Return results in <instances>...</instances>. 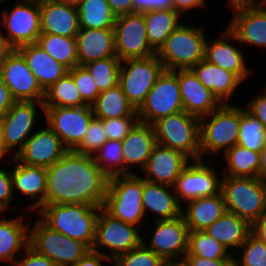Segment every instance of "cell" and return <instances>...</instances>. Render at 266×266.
<instances>
[{"instance_id": "1", "label": "cell", "mask_w": 266, "mask_h": 266, "mask_svg": "<svg viewBox=\"0 0 266 266\" xmlns=\"http://www.w3.org/2000/svg\"><path fill=\"white\" fill-rule=\"evenodd\" d=\"M45 205L86 204L103 207L109 178L92 156L68 151L46 168Z\"/></svg>"}, {"instance_id": "3", "label": "cell", "mask_w": 266, "mask_h": 266, "mask_svg": "<svg viewBox=\"0 0 266 266\" xmlns=\"http://www.w3.org/2000/svg\"><path fill=\"white\" fill-rule=\"evenodd\" d=\"M142 190L143 178L136 173L110 177L103 209L113 218L139 227L146 217Z\"/></svg>"}, {"instance_id": "5", "label": "cell", "mask_w": 266, "mask_h": 266, "mask_svg": "<svg viewBox=\"0 0 266 266\" xmlns=\"http://www.w3.org/2000/svg\"><path fill=\"white\" fill-rule=\"evenodd\" d=\"M220 191L226 210L250 224L266 211V183L258 177L222 176Z\"/></svg>"}, {"instance_id": "35", "label": "cell", "mask_w": 266, "mask_h": 266, "mask_svg": "<svg viewBox=\"0 0 266 266\" xmlns=\"http://www.w3.org/2000/svg\"><path fill=\"white\" fill-rule=\"evenodd\" d=\"M150 46L157 51L170 34L182 23L181 15L173 9L150 10L143 13Z\"/></svg>"}, {"instance_id": "15", "label": "cell", "mask_w": 266, "mask_h": 266, "mask_svg": "<svg viewBox=\"0 0 266 266\" xmlns=\"http://www.w3.org/2000/svg\"><path fill=\"white\" fill-rule=\"evenodd\" d=\"M44 112L43 102L37 101H15L12 107L2 116L3 120V145L11 157L23 149L25 142L33 134L36 123L37 106ZM30 134V135H29ZM18 146V147H17ZM11 151L14 153L10 154Z\"/></svg>"}, {"instance_id": "44", "label": "cell", "mask_w": 266, "mask_h": 266, "mask_svg": "<svg viewBox=\"0 0 266 266\" xmlns=\"http://www.w3.org/2000/svg\"><path fill=\"white\" fill-rule=\"evenodd\" d=\"M116 266H167V263L143 242L131 251L115 257Z\"/></svg>"}, {"instance_id": "22", "label": "cell", "mask_w": 266, "mask_h": 266, "mask_svg": "<svg viewBox=\"0 0 266 266\" xmlns=\"http://www.w3.org/2000/svg\"><path fill=\"white\" fill-rule=\"evenodd\" d=\"M13 170H10L13 195L15 190L24 196H29L31 204L27 208L38 212L46 201L47 173L46 168L22 164L15 157Z\"/></svg>"}, {"instance_id": "54", "label": "cell", "mask_w": 266, "mask_h": 266, "mask_svg": "<svg viewBox=\"0 0 266 266\" xmlns=\"http://www.w3.org/2000/svg\"><path fill=\"white\" fill-rule=\"evenodd\" d=\"M103 261L111 262V260L103 254L90 250L73 266H103Z\"/></svg>"}, {"instance_id": "29", "label": "cell", "mask_w": 266, "mask_h": 266, "mask_svg": "<svg viewBox=\"0 0 266 266\" xmlns=\"http://www.w3.org/2000/svg\"><path fill=\"white\" fill-rule=\"evenodd\" d=\"M17 50L25 58L28 67L44 91L69 72L67 67L54 60L36 43L21 46Z\"/></svg>"}, {"instance_id": "42", "label": "cell", "mask_w": 266, "mask_h": 266, "mask_svg": "<svg viewBox=\"0 0 266 266\" xmlns=\"http://www.w3.org/2000/svg\"><path fill=\"white\" fill-rule=\"evenodd\" d=\"M121 61L117 56L100 59L83 65L92 75L100 92L116 87L119 84Z\"/></svg>"}, {"instance_id": "58", "label": "cell", "mask_w": 266, "mask_h": 266, "mask_svg": "<svg viewBox=\"0 0 266 266\" xmlns=\"http://www.w3.org/2000/svg\"><path fill=\"white\" fill-rule=\"evenodd\" d=\"M251 233L266 245V211L251 224Z\"/></svg>"}, {"instance_id": "49", "label": "cell", "mask_w": 266, "mask_h": 266, "mask_svg": "<svg viewBox=\"0 0 266 266\" xmlns=\"http://www.w3.org/2000/svg\"><path fill=\"white\" fill-rule=\"evenodd\" d=\"M21 255L23 257L17 258L13 266H56L48 257L38 254L29 246Z\"/></svg>"}, {"instance_id": "43", "label": "cell", "mask_w": 266, "mask_h": 266, "mask_svg": "<svg viewBox=\"0 0 266 266\" xmlns=\"http://www.w3.org/2000/svg\"><path fill=\"white\" fill-rule=\"evenodd\" d=\"M122 141L107 140L92 156L94 162L108 177L124 175Z\"/></svg>"}, {"instance_id": "63", "label": "cell", "mask_w": 266, "mask_h": 266, "mask_svg": "<svg viewBox=\"0 0 266 266\" xmlns=\"http://www.w3.org/2000/svg\"><path fill=\"white\" fill-rule=\"evenodd\" d=\"M252 0H228V3L233 6L237 4L251 3Z\"/></svg>"}, {"instance_id": "12", "label": "cell", "mask_w": 266, "mask_h": 266, "mask_svg": "<svg viewBox=\"0 0 266 266\" xmlns=\"http://www.w3.org/2000/svg\"><path fill=\"white\" fill-rule=\"evenodd\" d=\"M2 13L1 33L13 49L37 42L41 34L39 1L18 0L10 12L4 9Z\"/></svg>"}, {"instance_id": "56", "label": "cell", "mask_w": 266, "mask_h": 266, "mask_svg": "<svg viewBox=\"0 0 266 266\" xmlns=\"http://www.w3.org/2000/svg\"><path fill=\"white\" fill-rule=\"evenodd\" d=\"M9 88L5 85L0 74V116H3L14 104Z\"/></svg>"}, {"instance_id": "9", "label": "cell", "mask_w": 266, "mask_h": 266, "mask_svg": "<svg viewBox=\"0 0 266 266\" xmlns=\"http://www.w3.org/2000/svg\"><path fill=\"white\" fill-rule=\"evenodd\" d=\"M184 111L177 70H163L137 109L139 121L153 124L160 118Z\"/></svg>"}, {"instance_id": "65", "label": "cell", "mask_w": 266, "mask_h": 266, "mask_svg": "<svg viewBox=\"0 0 266 266\" xmlns=\"http://www.w3.org/2000/svg\"><path fill=\"white\" fill-rule=\"evenodd\" d=\"M66 3H69V4H74V5H77L78 3H80L82 0H62Z\"/></svg>"}, {"instance_id": "26", "label": "cell", "mask_w": 266, "mask_h": 266, "mask_svg": "<svg viewBox=\"0 0 266 266\" xmlns=\"http://www.w3.org/2000/svg\"><path fill=\"white\" fill-rule=\"evenodd\" d=\"M156 144L153 125L138 121L122 140L124 175L134 174L129 171L134 165L143 169Z\"/></svg>"}, {"instance_id": "66", "label": "cell", "mask_w": 266, "mask_h": 266, "mask_svg": "<svg viewBox=\"0 0 266 266\" xmlns=\"http://www.w3.org/2000/svg\"><path fill=\"white\" fill-rule=\"evenodd\" d=\"M2 212H5V210L0 207V215H2Z\"/></svg>"}, {"instance_id": "16", "label": "cell", "mask_w": 266, "mask_h": 266, "mask_svg": "<svg viewBox=\"0 0 266 266\" xmlns=\"http://www.w3.org/2000/svg\"><path fill=\"white\" fill-rule=\"evenodd\" d=\"M154 222L156 223L155 231L148 240L149 244L145 238H143V243L167 264L182 261L187 254L189 235V228L183 215Z\"/></svg>"}, {"instance_id": "45", "label": "cell", "mask_w": 266, "mask_h": 266, "mask_svg": "<svg viewBox=\"0 0 266 266\" xmlns=\"http://www.w3.org/2000/svg\"><path fill=\"white\" fill-rule=\"evenodd\" d=\"M242 253L234 256V266H266V245L250 233L240 246Z\"/></svg>"}, {"instance_id": "41", "label": "cell", "mask_w": 266, "mask_h": 266, "mask_svg": "<svg viewBox=\"0 0 266 266\" xmlns=\"http://www.w3.org/2000/svg\"><path fill=\"white\" fill-rule=\"evenodd\" d=\"M239 129L237 144L251 151L260 152L266 142V128L245 108H241Z\"/></svg>"}, {"instance_id": "67", "label": "cell", "mask_w": 266, "mask_h": 266, "mask_svg": "<svg viewBox=\"0 0 266 266\" xmlns=\"http://www.w3.org/2000/svg\"><path fill=\"white\" fill-rule=\"evenodd\" d=\"M5 1H7V0H0V3H4Z\"/></svg>"}, {"instance_id": "64", "label": "cell", "mask_w": 266, "mask_h": 266, "mask_svg": "<svg viewBox=\"0 0 266 266\" xmlns=\"http://www.w3.org/2000/svg\"><path fill=\"white\" fill-rule=\"evenodd\" d=\"M167 266H186L182 261L168 263Z\"/></svg>"}, {"instance_id": "14", "label": "cell", "mask_w": 266, "mask_h": 266, "mask_svg": "<svg viewBox=\"0 0 266 266\" xmlns=\"http://www.w3.org/2000/svg\"><path fill=\"white\" fill-rule=\"evenodd\" d=\"M44 115L48 126L69 151H73L82 142L91 120L95 117L90 105L44 107Z\"/></svg>"}, {"instance_id": "52", "label": "cell", "mask_w": 266, "mask_h": 266, "mask_svg": "<svg viewBox=\"0 0 266 266\" xmlns=\"http://www.w3.org/2000/svg\"><path fill=\"white\" fill-rule=\"evenodd\" d=\"M173 9L172 0H133V13Z\"/></svg>"}, {"instance_id": "51", "label": "cell", "mask_w": 266, "mask_h": 266, "mask_svg": "<svg viewBox=\"0 0 266 266\" xmlns=\"http://www.w3.org/2000/svg\"><path fill=\"white\" fill-rule=\"evenodd\" d=\"M246 107L245 109L257 118L266 128V90L250 100L246 104Z\"/></svg>"}, {"instance_id": "32", "label": "cell", "mask_w": 266, "mask_h": 266, "mask_svg": "<svg viewBox=\"0 0 266 266\" xmlns=\"http://www.w3.org/2000/svg\"><path fill=\"white\" fill-rule=\"evenodd\" d=\"M23 215L14 218H0V262H10L13 266L18 257L29 246V226Z\"/></svg>"}, {"instance_id": "18", "label": "cell", "mask_w": 266, "mask_h": 266, "mask_svg": "<svg viewBox=\"0 0 266 266\" xmlns=\"http://www.w3.org/2000/svg\"><path fill=\"white\" fill-rule=\"evenodd\" d=\"M205 159L188 164L174 186L178 201L182 204L200 197L213 196L220 192L221 179Z\"/></svg>"}, {"instance_id": "30", "label": "cell", "mask_w": 266, "mask_h": 266, "mask_svg": "<svg viewBox=\"0 0 266 266\" xmlns=\"http://www.w3.org/2000/svg\"><path fill=\"white\" fill-rule=\"evenodd\" d=\"M186 204L187 207L182 208V215L189 231H205L227 212L221 191L213 196L190 200Z\"/></svg>"}, {"instance_id": "47", "label": "cell", "mask_w": 266, "mask_h": 266, "mask_svg": "<svg viewBox=\"0 0 266 266\" xmlns=\"http://www.w3.org/2000/svg\"><path fill=\"white\" fill-rule=\"evenodd\" d=\"M68 73L72 76L82 100L91 106L100 94L92 75L81 65L73 67Z\"/></svg>"}, {"instance_id": "21", "label": "cell", "mask_w": 266, "mask_h": 266, "mask_svg": "<svg viewBox=\"0 0 266 266\" xmlns=\"http://www.w3.org/2000/svg\"><path fill=\"white\" fill-rule=\"evenodd\" d=\"M189 162L190 158L184 153L156 144L145 167L141 170L145 177H141L153 183L174 187Z\"/></svg>"}, {"instance_id": "28", "label": "cell", "mask_w": 266, "mask_h": 266, "mask_svg": "<svg viewBox=\"0 0 266 266\" xmlns=\"http://www.w3.org/2000/svg\"><path fill=\"white\" fill-rule=\"evenodd\" d=\"M142 206L145 215L149 211L156 215L155 221L176 218L182 215L183 208L174 187L145 179H143Z\"/></svg>"}, {"instance_id": "11", "label": "cell", "mask_w": 266, "mask_h": 266, "mask_svg": "<svg viewBox=\"0 0 266 266\" xmlns=\"http://www.w3.org/2000/svg\"><path fill=\"white\" fill-rule=\"evenodd\" d=\"M163 70V64L156 54L147 58L121 61L119 85L136 110L144 102Z\"/></svg>"}, {"instance_id": "33", "label": "cell", "mask_w": 266, "mask_h": 266, "mask_svg": "<svg viewBox=\"0 0 266 266\" xmlns=\"http://www.w3.org/2000/svg\"><path fill=\"white\" fill-rule=\"evenodd\" d=\"M204 232L220 242L233 254V249H239L251 233V224L236 214L227 211Z\"/></svg>"}, {"instance_id": "36", "label": "cell", "mask_w": 266, "mask_h": 266, "mask_svg": "<svg viewBox=\"0 0 266 266\" xmlns=\"http://www.w3.org/2000/svg\"><path fill=\"white\" fill-rule=\"evenodd\" d=\"M227 170L221 176L258 177L260 168V152L251 151L238 144L224 153Z\"/></svg>"}, {"instance_id": "55", "label": "cell", "mask_w": 266, "mask_h": 266, "mask_svg": "<svg viewBox=\"0 0 266 266\" xmlns=\"http://www.w3.org/2000/svg\"><path fill=\"white\" fill-rule=\"evenodd\" d=\"M173 10L178 12L181 16L193 8H205L206 0H172Z\"/></svg>"}, {"instance_id": "46", "label": "cell", "mask_w": 266, "mask_h": 266, "mask_svg": "<svg viewBox=\"0 0 266 266\" xmlns=\"http://www.w3.org/2000/svg\"><path fill=\"white\" fill-rule=\"evenodd\" d=\"M107 140V136L104 135L102 120L94 117L84 134L82 142L73 151L93 156Z\"/></svg>"}, {"instance_id": "48", "label": "cell", "mask_w": 266, "mask_h": 266, "mask_svg": "<svg viewBox=\"0 0 266 266\" xmlns=\"http://www.w3.org/2000/svg\"><path fill=\"white\" fill-rule=\"evenodd\" d=\"M138 121V116L102 119L104 135L108 140L122 141Z\"/></svg>"}, {"instance_id": "59", "label": "cell", "mask_w": 266, "mask_h": 266, "mask_svg": "<svg viewBox=\"0 0 266 266\" xmlns=\"http://www.w3.org/2000/svg\"><path fill=\"white\" fill-rule=\"evenodd\" d=\"M14 49L10 46V44L6 41L3 37L1 30H0V68L7 56L13 51Z\"/></svg>"}, {"instance_id": "57", "label": "cell", "mask_w": 266, "mask_h": 266, "mask_svg": "<svg viewBox=\"0 0 266 266\" xmlns=\"http://www.w3.org/2000/svg\"><path fill=\"white\" fill-rule=\"evenodd\" d=\"M116 17L133 13V0H106Z\"/></svg>"}, {"instance_id": "8", "label": "cell", "mask_w": 266, "mask_h": 266, "mask_svg": "<svg viewBox=\"0 0 266 266\" xmlns=\"http://www.w3.org/2000/svg\"><path fill=\"white\" fill-rule=\"evenodd\" d=\"M29 247L48 257L56 266H73L91 250L82 241L52 230L40 218L32 229L29 228Z\"/></svg>"}, {"instance_id": "31", "label": "cell", "mask_w": 266, "mask_h": 266, "mask_svg": "<svg viewBox=\"0 0 266 266\" xmlns=\"http://www.w3.org/2000/svg\"><path fill=\"white\" fill-rule=\"evenodd\" d=\"M198 80L213 92L222 104H229L232 96L242 80L234 73L224 70L205 59L191 68Z\"/></svg>"}, {"instance_id": "38", "label": "cell", "mask_w": 266, "mask_h": 266, "mask_svg": "<svg viewBox=\"0 0 266 266\" xmlns=\"http://www.w3.org/2000/svg\"><path fill=\"white\" fill-rule=\"evenodd\" d=\"M36 44L69 70L78 65L75 38L41 33Z\"/></svg>"}, {"instance_id": "24", "label": "cell", "mask_w": 266, "mask_h": 266, "mask_svg": "<svg viewBox=\"0 0 266 266\" xmlns=\"http://www.w3.org/2000/svg\"><path fill=\"white\" fill-rule=\"evenodd\" d=\"M41 33L75 38L80 30L77 7L62 0L39 1Z\"/></svg>"}, {"instance_id": "53", "label": "cell", "mask_w": 266, "mask_h": 266, "mask_svg": "<svg viewBox=\"0 0 266 266\" xmlns=\"http://www.w3.org/2000/svg\"><path fill=\"white\" fill-rule=\"evenodd\" d=\"M186 266H234V259H206L197 256H184Z\"/></svg>"}, {"instance_id": "20", "label": "cell", "mask_w": 266, "mask_h": 266, "mask_svg": "<svg viewBox=\"0 0 266 266\" xmlns=\"http://www.w3.org/2000/svg\"><path fill=\"white\" fill-rule=\"evenodd\" d=\"M231 7L234 16L227 28L235 35V41L258 48L266 47V9L252 3Z\"/></svg>"}, {"instance_id": "13", "label": "cell", "mask_w": 266, "mask_h": 266, "mask_svg": "<svg viewBox=\"0 0 266 266\" xmlns=\"http://www.w3.org/2000/svg\"><path fill=\"white\" fill-rule=\"evenodd\" d=\"M116 56L120 61L147 58L156 51L150 46L143 13L118 16L114 24Z\"/></svg>"}, {"instance_id": "17", "label": "cell", "mask_w": 266, "mask_h": 266, "mask_svg": "<svg viewBox=\"0 0 266 266\" xmlns=\"http://www.w3.org/2000/svg\"><path fill=\"white\" fill-rule=\"evenodd\" d=\"M0 74L15 101L43 102L45 91L17 49L7 56L1 65Z\"/></svg>"}, {"instance_id": "4", "label": "cell", "mask_w": 266, "mask_h": 266, "mask_svg": "<svg viewBox=\"0 0 266 266\" xmlns=\"http://www.w3.org/2000/svg\"><path fill=\"white\" fill-rule=\"evenodd\" d=\"M204 27L181 23L156 51L165 70L191 69L204 59L206 37Z\"/></svg>"}, {"instance_id": "23", "label": "cell", "mask_w": 266, "mask_h": 266, "mask_svg": "<svg viewBox=\"0 0 266 266\" xmlns=\"http://www.w3.org/2000/svg\"><path fill=\"white\" fill-rule=\"evenodd\" d=\"M178 83L182 106L187 113L201 118L222 105L213 92L203 86L191 69H178Z\"/></svg>"}, {"instance_id": "61", "label": "cell", "mask_w": 266, "mask_h": 266, "mask_svg": "<svg viewBox=\"0 0 266 266\" xmlns=\"http://www.w3.org/2000/svg\"><path fill=\"white\" fill-rule=\"evenodd\" d=\"M7 155V152L3 145V120L2 116H0V161Z\"/></svg>"}, {"instance_id": "2", "label": "cell", "mask_w": 266, "mask_h": 266, "mask_svg": "<svg viewBox=\"0 0 266 266\" xmlns=\"http://www.w3.org/2000/svg\"><path fill=\"white\" fill-rule=\"evenodd\" d=\"M102 208L86 204H54L43 206L38 214L52 230L82 241L92 249L96 222Z\"/></svg>"}, {"instance_id": "60", "label": "cell", "mask_w": 266, "mask_h": 266, "mask_svg": "<svg viewBox=\"0 0 266 266\" xmlns=\"http://www.w3.org/2000/svg\"><path fill=\"white\" fill-rule=\"evenodd\" d=\"M260 157H261V161H260L258 178L262 182L266 183V142H265V145L261 148Z\"/></svg>"}, {"instance_id": "40", "label": "cell", "mask_w": 266, "mask_h": 266, "mask_svg": "<svg viewBox=\"0 0 266 266\" xmlns=\"http://www.w3.org/2000/svg\"><path fill=\"white\" fill-rule=\"evenodd\" d=\"M185 256L206 259H234V255L204 231H189L188 250Z\"/></svg>"}, {"instance_id": "7", "label": "cell", "mask_w": 266, "mask_h": 266, "mask_svg": "<svg viewBox=\"0 0 266 266\" xmlns=\"http://www.w3.org/2000/svg\"><path fill=\"white\" fill-rule=\"evenodd\" d=\"M156 142L178 150L190 159L200 160V118L180 111L153 124Z\"/></svg>"}, {"instance_id": "37", "label": "cell", "mask_w": 266, "mask_h": 266, "mask_svg": "<svg viewBox=\"0 0 266 266\" xmlns=\"http://www.w3.org/2000/svg\"><path fill=\"white\" fill-rule=\"evenodd\" d=\"M76 7L80 28H114L117 17L106 0H82Z\"/></svg>"}, {"instance_id": "62", "label": "cell", "mask_w": 266, "mask_h": 266, "mask_svg": "<svg viewBox=\"0 0 266 266\" xmlns=\"http://www.w3.org/2000/svg\"><path fill=\"white\" fill-rule=\"evenodd\" d=\"M252 0L251 3L259 8L266 9V0Z\"/></svg>"}, {"instance_id": "19", "label": "cell", "mask_w": 266, "mask_h": 266, "mask_svg": "<svg viewBox=\"0 0 266 266\" xmlns=\"http://www.w3.org/2000/svg\"><path fill=\"white\" fill-rule=\"evenodd\" d=\"M68 151L62 140L47 124L45 128L34 131L15 158L22 164L48 168Z\"/></svg>"}, {"instance_id": "25", "label": "cell", "mask_w": 266, "mask_h": 266, "mask_svg": "<svg viewBox=\"0 0 266 266\" xmlns=\"http://www.w3.org/2000/svg\"><path fill=\"white\" fill-rule=\"evenodd\" d=\"M220 36L219 39L217 38L210 43L206 40L204 59L236 74L244 81L251 72L247 68L241 50L235 47L234 44L229 43V39L230 41L235 40V35L226 27Z\"/></svg>"}, {"instance_id": "50", "label": "cell", "mask_w": 266, "mask_h": 266, "mask_svg": "<svg viewBox=\"0 0 266 266\" xmlns=\"http://www.w3.org/2000/svg\"><path fill=\"white\" fill-rule=\"evenodd\" d=\"M14 195L10 170L0 169V207L5 211L10 208Z\"/></svg>"}, {"instance_id": "39", "label": "cell", "mask_w": 266, "mask_h": 266, "mask_svg": "<svg viewBox=\"0 0 266 266\" xmlns=\"http://www.w3.org/2000/svg\"><path fill=\"white\" fill-rule=\"evenodd\" d=\"M43 105L44 107H80L87 104L82 100L72 76L67 73L45 91Z\"/></svg>"}, {"instance_id": "6", "label": "cell", "mask_w": 266, "mask_h": 266, "mask_svg": "<svg viewBox=\"0 0 266 266\" xmlns=\"http://www.w3.org/2000/svg\"><path fill=\"white\" fill-rule=\"evenodd\" d=\"M209 119H207V118ZM208 121H206V120ZM241 108L222 104L218 109L200 118V159L204 154L224 153L238 141Z\"/></svg>"}, {"instance_id": "27", "label": "cell", "mask_w": 266, "mask_h": 266, "mask_svg": "<svg viewBox=\"0 0 266 266\" xmlns=\"http://www.w3.org/2000/svg\"><path fill=\"white\" fill-rule=\"evenodd\" d=\"M75 39L78 65L116 56L114 28H80Z\"/></svg>"}, {"instance_id": "34", "label": "cell", "mask_w": 266, "mask_h": 266, "mask_svg": "<svg viewBox=\"0 0 266 266\" xmlns=\"http://www.w3.org/2000/svg\"><path fill=\"white\" fill-rule=\"evenodd\" d=\"M91 107L95 118L100 120L138 116L137 110L129 102L119 84L100 92Z\"/></svg>"}, {"instance_id": "10", "label": "cell", "mask_w": 266, "mask_h": 266, "mask_svg": "<svg viewBox=\"0 0 266 266\" xmlns=\"http://www.w3.org/2000/svg\"><path fill=\"white\" fill-rule=\"evenodd\" d=\"M140 234L138 227L113 218L102 208L97 218L95 240L91 250L112 261L115 257L138 247L143 242ZM100 247L108 251L102 252Z\"/></svg>"}]
</instances>
